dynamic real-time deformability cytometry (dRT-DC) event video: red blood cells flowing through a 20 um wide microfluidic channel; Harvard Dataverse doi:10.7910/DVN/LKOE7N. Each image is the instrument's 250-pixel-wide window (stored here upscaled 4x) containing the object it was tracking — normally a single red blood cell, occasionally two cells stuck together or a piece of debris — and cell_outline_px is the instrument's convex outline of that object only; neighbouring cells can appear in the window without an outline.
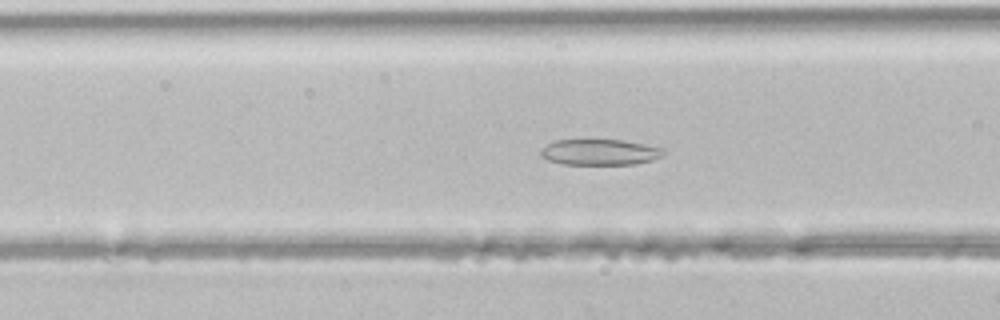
{"species": "common noctule bat (a hibernating species)", "species_latin": "Nyctalus noctula", "temperature_condition": "room temperature", "stored_images_in_passage": 47, "camera_frame_rate_fps": 3000, "um_per_image_px": 0.085, "animal": {"sex": "male", "body_mass_g": 21.5, "forearm_length_mm": 52.0}, "frame": {"image": 1, "passage_image": 18, "time_ms": 5.667, "image_size_px": [1000, 320], "cell_outline_px": [[664, 156], [652, 160], [636, 164], [564, 164], [548, 160], [540, 156], [540, 152], [548, 144], [556, 140], [624, 140], [664, 148]], "centroid_in_image_um": [51.02, 12.93], "position_along_channel_um": 115.6, "area_um2": 18.44}}
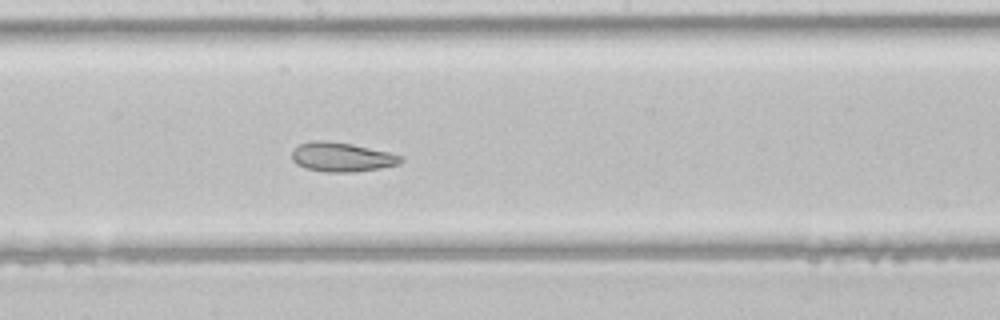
{"frame": {"image": 2, "passage_image": 25, "time_ms": 8.0, "image_size_px": [1000, 320], "cell_outline_px": [[404, 160], [396, 164], [380, 168], [356, 172], [324, 172], [304, 168], [296, 164], [292, 160], [292, 152], [300, 144], [312, 140], [328, 140], [352, 144], [388, 152], [404, 156]], "centroid_in_image_um": [29.03, 13.35], "position_along_channel_um": 219.2, "area_um2": 18.67}}
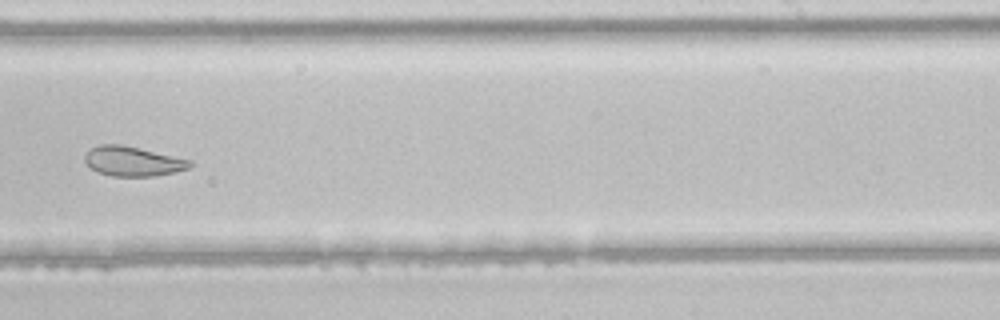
{"frame": {"image": 3, "passage_image": 29, "time_ms": 9.333, "image_size_px": [1000, 320], "cell_outline_px": [[192, 164], [188, 168], [176, 172], [156, 176], [112, 176], [96, 172], [84, 160], [84, 156], [92, 148], [100, 144], [120, 144], [192, 160]], "centroid_in_image_um": [11.29, 13.72], "position_along_channel_um": 277.7, "area_um2": 18.03}}